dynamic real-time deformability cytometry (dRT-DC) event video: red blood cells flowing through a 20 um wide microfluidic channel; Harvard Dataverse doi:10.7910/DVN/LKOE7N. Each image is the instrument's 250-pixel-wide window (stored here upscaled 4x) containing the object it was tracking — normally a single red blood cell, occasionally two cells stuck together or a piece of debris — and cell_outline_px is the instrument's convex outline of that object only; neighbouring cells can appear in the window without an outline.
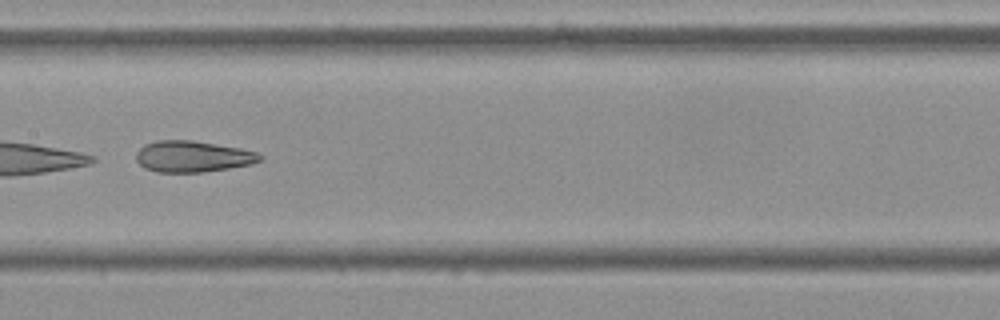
{"species": "Egyptian fruit bat (a non-hibernating species)", "species_latin": "Rousettus aegyptiacus", "temperature_condition": "cold", "stored_images_in_passage": 12, "camera_frame_rate_fps": 3000, "um_per_image_px": 0.085, "frame": {"image": 1, "passage_image": 6, "time_ms": 1.667, "image_size_px": [1000, 320], "cell_outline_px": [[264, 160], [252, 164], [228, 168], [200, 172], [156, 172], [144, 168], [136, 160], [136, 152], [144, 144], [156, 140], [192, 140], [240, 148], [256, 152], [264, 156]], "centroid_in_image_um": [16.38, 13.3], "position_along_channel_um": 191.0, "area_um2": 22.66}}
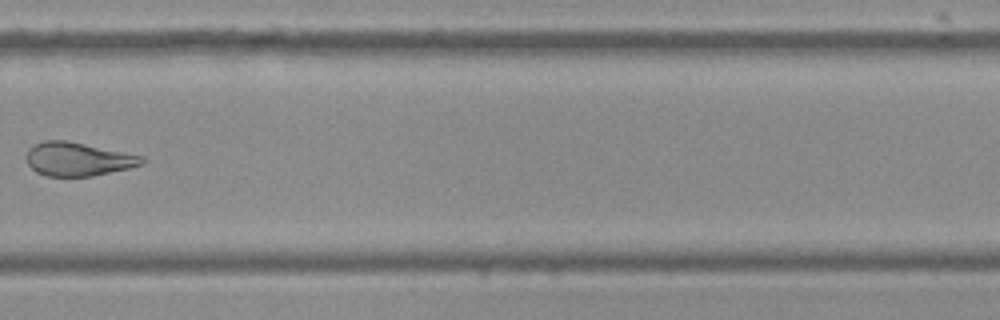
{"frame": {"image": 2, "passage_image": 9, "time_ms": 2.667, "image_size_px": [1000, 320], "cell_outline_px": [[144, 164], [128, 168], [92, 176], [48, 176], [36, 172], [28, 164], [28, 148], [44, 140], [64, 140], [144, 156]], "centroid_in_image_um": [6.63, 13.53], "position_along_channel_um": 323.2, "area_um2": 22.25}}
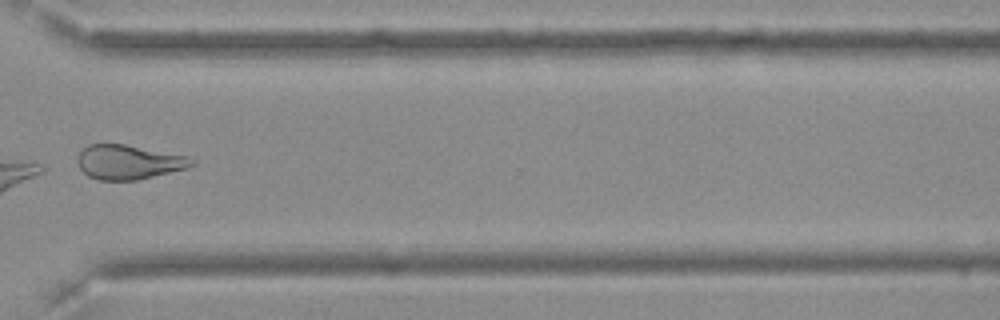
{"frame": {"image": 3, "passage_image": 10, "time_ms": 3.0, "image_size_px": [1000, 320], "cell_outline_px": [[196, 164], [188, 168], [136, 180], [100, 180], [88, 176], [80, 168], [76, 160], [76, 156], [88, 144], [124, 144], [188, 156], [196, 160]], "centroid_in_image_um": [10.94, 13.77], "position_along_channel_um": 359.7, "area_um2": 22.95}}